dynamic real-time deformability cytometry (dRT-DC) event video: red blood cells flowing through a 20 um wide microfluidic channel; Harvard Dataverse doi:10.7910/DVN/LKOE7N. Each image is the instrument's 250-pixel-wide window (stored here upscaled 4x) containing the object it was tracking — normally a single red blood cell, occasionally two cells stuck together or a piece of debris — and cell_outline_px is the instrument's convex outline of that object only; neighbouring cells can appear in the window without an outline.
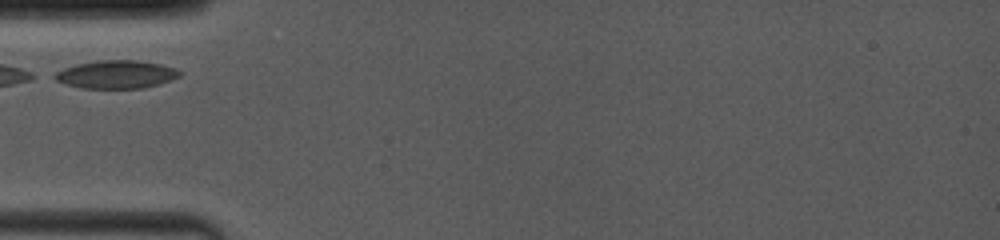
{"species": "common noctule bat (a hibernating species)", "species_latin": "Nyctalus noctula", "temperature_condition": "room temperature", "stored_images_in_passage": 22, "camera_frame_rate_fps": 4000, "um_per_image_px": 0.085, "animal": {"sex": "female", "body_mass_g": 19.0, "forearm_length_mm": 53.3}, "frame": {"image": 1, "passage_image": 1, "time_ms": 0.0, "image_size_px": [1000, 240], "cell_outline_px": [[180, 76], [144, 88], [80, 88], [64, 84], [48, 76], [64, 68], [76, 64], [96, 60], [136, 60], [160, 64], [176, 68], [180, 72]], "centroid_in_image_um": [9.79, 6.32], "position_along_channel_um": 75.2, "area_um2": 20.46}}